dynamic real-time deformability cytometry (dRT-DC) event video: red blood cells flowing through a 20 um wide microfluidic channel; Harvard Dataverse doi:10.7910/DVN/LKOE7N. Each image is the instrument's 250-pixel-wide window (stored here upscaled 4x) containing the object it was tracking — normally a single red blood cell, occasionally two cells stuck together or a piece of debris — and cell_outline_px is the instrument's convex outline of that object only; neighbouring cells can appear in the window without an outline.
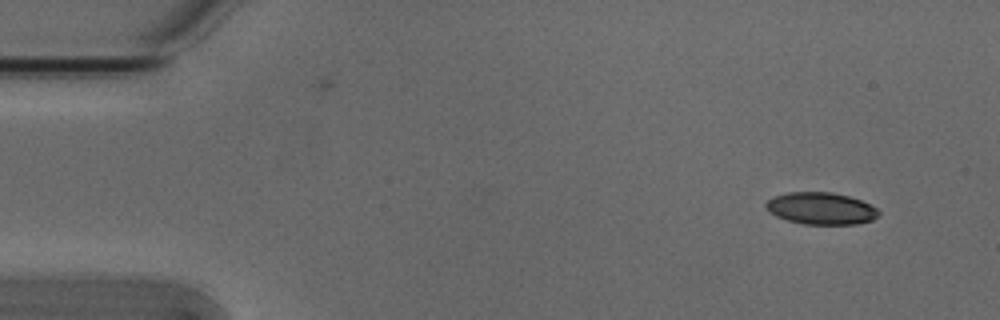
{"species": "Egyptian fruit bat (a non-hibernating species)", "species_latin": "Rousettus aegyptiacus", "temperature_condition": "cold", "stored_images_in_passage": 4, "camera_frame_rate_fps": 3000, "um_per_image_px": 0.085, "animal": {"sex": "male"}, "frame": {"image": 1, "passage_image": 1, "time_ms": 0.0, "image_size_px": [1000, 320], "cell_outline_px": [[880, 212], [872, 220], [856, 224], [804, 224], [788, 220], [776, 216], [764, 204], [772, 196], [788, 192], [832, 192], [848, 196], [860, 200], [876, 208]], "centroid_in_image_um": [69.77, 17.71], "position_along_channel_um": 15.2, "area_um2": 20.81}}
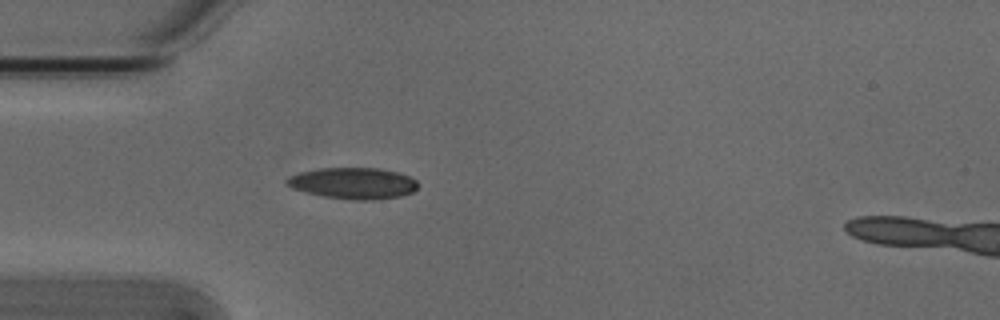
{"frame": {"image": 2, "passage_image": 4, "time_ms": 1.0, "image_size_px": [1000, 320], "cell_outline_px": [[416, 188], [412, 192], [400, 196], [372, 200], [352, 200], [324, 196], [304, 192], [292, 188], [284, 184], [284, 180], [288, 176], [300, 172], [320, 168], [376, 168], [396, 172], [408, 176], [416, 180]], "centroid_in_image_um": [29.95, 15.57], "position_along_channel_um": 55.1, "area_um2": 23.87}}